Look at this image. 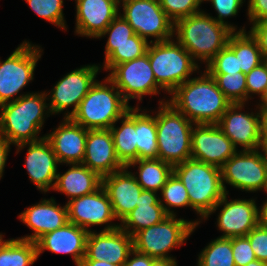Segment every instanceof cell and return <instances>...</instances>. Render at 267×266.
<instances>
[{"label": "cell", "instance_id": "cell-1", "mask_svg": "<svg viewBox=\"0 0 267 266\" xmlns=\"http://www.w3.org/2000/svg\"><path fill=\"white\" fill-rule=\"evenodd\" d=\"M171 94L168 102L195 125L218 124L232 104L207 71L198 78L188 79Z\"/></svg>", "mask_w": 267, "mask_h": 266}, {"label": "cell", "instance_id": "cell-2", "mask_svg": "<svg viewBox=\"0 0 267 266\" xmlns=\"http://www.w3.org/2000/svg\"><path fill=\"white\" fill-rule=\"evenodd\" d=\"M47 93H30L12 99L0 106V137L9 143L19 145L36 142L48 108Z\"/></svg>", "mask_w": 267, "mask_h": 266}, {"label": "cell", "instance_id": "cell-3", "mask_svg": "<svg viewBox=\"0 0 267 266\" xmlns=\"http://www.w3.org/2000/svg\"><path fill=\"white\" fill-rule=\"evenodd\" d=\"M177 41L191 54L207 64L222 50L233 31L206 13L199 12L174 23Z\"/></svg>", "mask_w": 267, "mask_h": 266}, {"label": "cell", "instance_id": "cell-4", "mask_svg": "<svg viewBox=\"0 0 267 266\" xmlns=\"http://www.w3.org/2000/svg\"><path fill=\"white\" fill-rule=\"evenodd\" d=\"M173 173L186 188L190 207L203 218L212 213V209L226 194L219 167L191 158L173 166Z\"/></svg>", "mask_w": 267, "mask_h": 266}, {"label": "cell", "instance_id": "cell-5", "mask_svg": "<svg viewBox=\"0 0 267 266\" xmlns=\"http://www.w3.org/2000/svg\"><path fill=\"white\" fill-rule=\"evenodd\" d=\"M115 88L108 77L105 84L96 81L70 118L86 129H110L131 108Z\"/></svg>", "mask_w": 267, "mask_h": 266}, {"label": "cell", "instance_id": "cell-6", "mask_svg": "<svg viewBox=\"0 0 267 266\" xmlns=\"http://www.w3.org/2000/svg\"><path fill=\"white\" fill-rule=\"evenodd\" d=\"M155 116L157 126V158L175 166L191 159L192 124L185 115L172 104L160 102Z\"/></svg>", "mask_w": 267, "mask_h": 266}, {"label": "cell", "instance_id": "cell-7", "mask_svg": "<svg viewBox=\"0 0 267 266\" xmlns=\"http://www.w3.org/2000/svg\"><path fill=\"white\" fill-rule=\"evenodd\" d=\"M176 43L171 39L151 40L146 52L157 84L170 94L198 69L191 54L178 41Z\"/></svg>", "mask_w": 267, "mask_h": 266}, {"label": "cell", "instance_id": "cell-8", "mask_svg": "<svg viewBox=\"0 0 267 266\" xmlns=\"http://www.w3.org/2000/svg\"><path fill=\"white\" fill-rule=\"evenodd\" d=\"M169 215L160 223L142 229L133 236V247L138 253L155 259H173L168 252L179 247L199 224Z\"/></svg>", "mask_w": 267, "mask_h": 266}, {"label": "cell", "instance_id": "cell-9", "mask_svg": "<svg viewBox=\"0 0 267 266\" xmlns=\"http://www.w3.org/2000/svg\"><path fill=\"white\" fill-rule=\"evenodd\" d=\"M124 14L122 17L133 28L135 34L147 40L151 36L155 42L171 39L174 22L161 8L159 0H120Z\"/></svg>", "mask_w": 267, "mask_h": 266}, {"label": "cell", "instance_id": "cell-10", "mask_svg": "<svg viewBox=\"0 0 267 266\" xmlns=\"http://www.w3.org/2000/svg\"><path fill=\"white\" fill-rule=\"evenodd\" d=\"M257 150L236 152L221 169L222 184L226 194L224 181L235 188L254 192L265 189L267 181V156Z\"/></svg>", "mask_w": 267, "mask_h": 266}, {"label": "cell", "instance_id": "cell-11", "mask_svg": "<svg viewBox=\"0 0 267 266\" xmlns=\"http://www.w3.org/2000/svg\"><path fill=\"white\" fill-rule=\"evenodd\" d=\"M39 49L23 42L5 61H0V106L12 102V97L33 79L41 58Z\"/></svg>", "mask_w": 267, "mask_h": 266}, {"label": "cell", "instance_id": "cell-12", "mask_svg": "<svg viewBox=\"0 0 267 266\" xmlns=\"http://www.w3.org/2000/svg\"><path fill=\"white\" fill-rule=\"evenodd\" d=\"M108 78L115 84L128 103L129 99H139L143 95L157 94L159 88L151 68L148 54L116 65Z\"/></svg>", "mask_w": 267, "mask_h": 266}, {"label": "cell", "instance_id": "cell-13", "mask_svg": "<svg viewBox=\"0 0 267 266\" xmlns=\"http://www.w3.org/2000/svg\"><path fill=\"white\" fill-rule=\"evenodd\" d=\"M133 250V237L119 225H108L99 234L88 232L82 260H106L115 265H124Z\"/></svg>", "mask_w": 267, "mask_h": 266}, {"label": "cell", "instance_id": "cell-14", "mask_svg": "<svg viewBox=\"0 0 267 266\" xmlns=\"http://www.w3.org/2000/svg\"><path fill=\"white\" fill-rule=\"evenodd\" d=\"M101 67L88 65L64 76L52 90L51 102L47 113H60L69 106H74L67 112L65 118H70L78 109L80 102L95 84V77Z\"/></svg>", "mask_w": 267, "mask_h": 266}, {"label": "cell", "instance_id": "cell-15", "mask_svg": "<svg viewBox=\"0 0 267 266\" xmlns=\"http://www.w3.org/2000/svg\"><path fill=\"white\" fill-rule=\"evenodd\" d=\"M237 152L217 124H196L191 133V158L221 168Z\"/></svg>", "mask_w": 267, "mask_h": 266}, {"label": "cell", "instance_id": "cell-16", "mask_svg": "<svg viewBox=\"0 0 267 266\" xmlns=\"http://www.w3.org/2000/svg\"><path fill=\"white\" fill-rule=\"evenodd\" d=\"M243 106L244 104H231L217 125L231 140L235 148L237 145H241L244 147L243 150H257L262 148L261 110L257 115L241 113Z\"/></svg>", "mask_w": 267, "mask_h": 266}, {"label": "cell", "instance_id": "cell-17", "mask_svg": "<svg viewBox=\"0 0 267 266\" xmlns=\"http://www.w3.org/2000/svg\"><path fill=\"white\" fill-rule=\"evenodd\" d=\"M68 222L87 231L91 225H102L115 219L110 199L101 186L95 192L69 199L66 204Z\"/></svg>", "mask_w": 267, "mask_h": 266}, {"label": "cell", "instance_id": "cell-18", "mask_svg": "<svg viewBox=\"0 0 267 266\" xmlns=\"http://www.w3.org/2000/svg\"><path fill=\"white\" fill-rule=\"evenodd\" d=\"M82 164L101 178L125 168L119 161L110 129H89Z\"/></svg>", "mask_w": 267, "mask_h": 266}, {"label": "cell", "instance_id": "cell-19", "mask_svg": "<svg viewBox=\"0 0 267 266\" xmlns=\"http://www.w3.org/2000/svg\"><path fill=\"white\" fill-rule=\"evenodd\" d=\"M227 194L212 209L224 204L218 215V227L223 231L222 238L246 236L258 223V208L254 199L227 201Z\"/></svg>", "mask_w": 267, "mask_h": 266}, {"label": "cell", "instance_id": "cell-20", "mask_svg": "<svg viewBox=\"0 0 267 266\" xmlns=\"http://www.w3.org/2000/svg\"><path fill=\"white\" fill-rule=\"evenodd\" d=\"M29 144L26 156L25 167L29 178L38 189L47 192L54 187L59 163L50 142L43 138L36 142L22 143L18 146V151ZM54 182V183H53Z\"/></svg>", "mask_w": 267, "mask_h": 266}, {"label": "cell", "instance_id": "cell-21", "mask_svg": "<svg viewBox=\"0 0 267 266\" xmlns=\"http://www.w3.org/2000/svg\"><path fill=\"white\" fill-rule=\"evenodd\" d=\"M76 33L99 38L108 25L119 15L120 0H75Z\"/></svg>", "mask_w": 267, "mask_h": 266}, {"label": "cell", "instance_id": "cell-22", "mask_svg": "<svg viewBox=\"0 0 267 266\" xmlns=\"http://www.w3.org/2000/svg\"><path fill=\"white\" fill-rule=\"evenodd\" d=\"M127 167L102 178V187L110 199L115 218L123 220L135 209L143 188Z\"/></svg>", "mask_w": 267, "mask_h": 266}, {"label": "cell", "instance_id": "cell-23", "mask_svg": "<svg viewBox=\"0 0 267 266\" xmlns=\"http://www.w3.org/2000/svg\"><path fill=\"white\" fill-rule=\"evenodd\" d=\"M88 130L75 123L71 118L64 117L63 123L45 136L52 145L59 163H82Z\"/></svg>", "mask_w": 267, "mask_h": 266}, {"label": "cell", "instance_id": "cell-24", "mask_svg": "<svg viewBox=\"0 0 267 266\" xmlns=\"http://www.w3.org/2000/svg\"><path fill=\"white\" fill-rule=\"evenodd\" d=\"M88 232L73 223L67 222L63 227L45 233L35 241L38 256L49 250L53 253L72 254L77 266L85 256Z\"/></svg>", "mask_w": 267, "mask_h": 266}, {"label": "cell", "instance_id": "cell-25", "mask_svg": "<svg viewBox=\"0 0 267 266\" xmlns=\"http://www.w3.org/2000/svg\"><path fill=\"white\" fill-rule=\"evenodd\" d=\"M19 218L34 234L19 239L35 242L45 233L63 227L68 222L67 206L60 207L53 198L27 208Z\"/></svg>", "mask_w": 267, "mask_h": 266}, {"label": "cell", "instance_id": "cell-26", "mask_svg": "<svg viewBox=\"0 0 267 266\" xmlns=\"http://www.w3.org/2000/svg\"><path fill=\"white\" fill-rule=\"evenodd\" d=\"M169 215L175 214L157 198L155 191L142 190L135 209L125 216L119 227L133 237L140 230L160 223Z\"/></svg>", "mask_w": 267, "mask_h": 266}, {"label": "cell", "instance_id": "cell-27", "mask_svg": "<svg viewBox=\"0 0 267 266\" xmlns=\"http://www.w3.org/2000/svg\"><path fill=\"white\" fill-rule=\"evenodd\" d=\"M72 167L63 175L58 173L53 189L65 193L71 199L88 195L102 186V178L82 163L70 164Z\"/></svg>", "mask_w": 267, "mask_h": 266}, {"label": "cell", "instance_id": "cell-28", "mask_svg": "<svg viewBox=\"0 0 267 266\" xmlns=\"http://www.w3.org/2000/svg\"><path fill=\"white\" fill-rule=\"evenodd\" d=\"M122 125L116 128L113 124L110 131L114 140V147L119 161L127 167L137 160L135 108H130L122 117Z\"/></svg>", "mask_w": 267, "mask_h": 266}, {"label": "cell", "instance_id": "cell-29", "mask_svg": "<svg viewBox=\"0 0 267 266\" xmlns=\"http://www.w3.org/2000/svg\"><path fill=\"white\" fill-rule=\"evenodd\" d=\"M227 46L238 57L239 68H241L242 73H249L264 61L257 40L250 32L246 34L244 29L233 32L229 36Z\"/></svg>", "mask_w": 267, "mask_h": 266}, {"label": "cell", "instance_id": "cell-30", "mask_svg": "<svg viewBox=\"0 0 267 266\" xmlns=\"http://www.w3.org/2000/svg\"><path fill=\"white\" fill-rule=\"evenodd\" d=\"M136 164H139V177L135 178L143 190L161 191L173 173V166L158 158L139 159L131 162L127 168Z\"/></svg>", "mask_w": 267, "mask_h": 266}, {"label": "cell", "instance_id": "cell-31", "mask_svg": "<svg viewBox=\"0 0 267 266\" xmlns=\"http://www.w3.org/2000/svg\"><path fill=\"white\" fill-rule=\"evenodd\" d=\"M139 108H135V131L137 160L157 158V126L156 119L147 113H139Z\"/></svg>", "mask_w": 267, "mask_h": 266}, {"label": "cell", "instance_id": "cell-32", "mask_svg": "<svg viewBox=\"0 0 267 266\" xmlns=\"http://www.w3.org/2000/svg\"><path fill=\"white\" fill-rule=\"evenodd\" d=\"M38 258L35 242L11 239L0 245V266H29Z\"/></svg>", "mask_w": 267, "mask_h": 266}, {"label": "cell", "instance_id": "cell-33", "mask_svg": "<svg viewBox=\"0 0 267 266\" xmlns=\"http://www.w3.org/2000/svg\"><path fill=\"white\" fill-rule=\"evenodd\" d=\"M149 43L146 39L134 34L130 41L123 44H106L105 70H112L116 65L122 64L146 54Z\"/></svg>", "mask_w": 267, "mask_h": 266}, {"label": "cell", "instance_id": "cell-34", "mask_svg": "<svg viewBox=\"0 0 267 266\" xmlns=\"http://www.w3.org/2000/svg\"><path fill=\"white\" fill-rule=\"evenodd\" d=\"M198 266H236L232 253V238L219 237L201 252Z\"/></svg>", "mask_w": 267, "mask_h": 266}, {"label": "cell", "instance_id": "cell-35", "mask_svg": "<svg viewBox=\"0 0 267 266\" xmlns=\"http://www.w3.org/2000/svg\"><path fill=\"white\" fill-rule=\"evenodd\" d=\"M218 88L232 103L244 104L247 101L246 74L242 72L227 74H210Z\"/></svg>", "mask_w": 267, "mask_h": 266}, {"label": "cell", "instance_id": "cell-36", "mask_svg": "<svg viewBox=\"0 0 267 266\" xmlns=\"http://www.w3.org/2000/svg\"><path fill=\"white\" fill-rule=\"evenodd\" d=\"M39 16L62 29H66L63 16V0H26Z\"/></svg>", "mask_w": 267, "mask_h": 266}, {"label": "cell", "instance_id": "cell-37", "mask_svg": "<svg viewBox=\"0 0 267 266\" xmlns=\"http://www.w3.org/2000/svg\"><path fill=\"white\" fill-rule=\"evenodd\" d=\"M161 192L165 203L169 207L190 206L187 190L181 180L174 173L167 179Z\"/></svg>", "mask_w": 267, "mask_h": 266}, {"label": "cell", "instance_id": "cell-38", "mask_svg": "<svg viewBox=\"0 0 267 266\" xmlns=\"http://www.w3.org/2000/svg\"><path fill=\"white\" fill-rule=\"evenodd\" d=\"M206 71L209 74H229L241 72V68H239L238 57L226 45L207 64Z\"/></svg>", "mask_w": 267, "mask_h": 266}, {"label": "cell", "instance_id": "cell-39", "mask_svg": "<svg viewBox=\"0 0 267 266\" xmlns=\"http://www.w3.org/2000/svg\"><path fill=\"white\" fill-rule=\"evenodd\" d=\"M202 2L203 0H159L161 8L174 23L201 12L198 7Z\"/></svg>", "mask_w": 267, "mask_h": 266}, {"label": "cell", "instance_id": "cell-40", "mask_svg": "<svg viewBox=\"0 0 267 266\" xmlns=\"http://www.w3.org/2000/svg\"><path fill=\"white\" fill-rule=\"evenodd\" d=\"M108 33L107 44H123L130 41V37L135 34L133 28L122 16H117L99 37Z\"/></svg>", "mask_w": 267, "mask_h": 266}, {"label": "cell", "instance_id": "cell-41", "mask_svg": "<svg viewBox=\"0 0 267 266\" xmlns=\"http://www.w3.org/2000/svg\"><path fill=\"white\" fill-rule=\"evenodd\" d=\"M247 99L250 93L262 96L267 89V63L263 61L246 74Z\"/></svg>", "mask_w": 267, "mask_h": 266}, {"label": "cell", "instance_id": "cell-42", "mask_svg": "<svg viewBox=\"0 0 267 266\" xmlns=\"http://www.w3.org/2000/svg\"><path fill=\"white\" fill-rule=\"evenodd\" d=\"M232 253L236 266H246L248 263L256 260L255 253L247 236L232 238Z\"/></svg>", "mask_w": 267, "mask_h": 266}, {"label": "cell", "instance_id": "cell-43", "mask_svg": "<svg viewBox=\"0 0 267 266\" xmlns=\"http://www.w3.org/2000/svg\"><path fill=\"white\" fill-rule=\"evenodd\" d=\"M246 236L256 259L267 263V228L258 224Z\"/></svg>", "mask_w": 267, "mask_h": 266}, {"label": "cell", "instance_id": "cell-44", "mask_svg": "<svg viewBox=\"0 0 267 266\" xmlns=\"http://www.w3.org/2000/svg\"><path fill=\"white\" fill-rule=\"evenodd\" d=\"M212 2V6L218 12V18H214L217 22L227 25L233 32H235V27L226 23L224 18L229 16H235L238 13L243 0H203Z\"/></svg>", "mask_w": 267, "mask_h": 266}, {"label": "cell", "instance_id": "cell-45", "mask_svg": "<svg viewBox=\"0 0 267 266\" xmlns=\"http://www.w3.org/2000/svg\"><path fill=\"white\" fill-rule=\"evenodd\" d=\"M249 32L257 40L261 54L265 58L267 56V20L254 22Z\"/></svg>", "mask_w": 267, "mask_h": 266}, {"label": "cell", "instance_id": "cell-46", "mask_svg": "<svg viewBox=\"0 0 267 266\" xmlns=\"http://www.w3.org/2000/svg\"><path fill=\"white\" fill-rule=\"evenodd\" d=\"M248 16L253 23L267 20V0H249Z\"/></svg>", "mask_w": 267, "mask_h": 266}, {"label": "cell", "instance_id": "cell-47", "mask_svg": "<svg viewBox=\"0 0 267 266\" xmlns=\"http://www.w3.org/2000/svg\"><path fill=\"white\" fill-rule=\"evenodd\" d=\"M133 257L126 260L124 263V266H151V263L155 260V258L149 257L148 255H144L141 253H138L137 251H132Z\"/></svg>", "mask_w": 267, "mask_h": 266}, {"label": "cell", "instance_id": "cell-48", "mask_svg": "<svg viewBox=\"0 0 267 266\" xmlns=\"http://www.w3.org/2000/svg\"><path fill=\"white\" fill-rule=\"evenodd\" d=\"M10 144L7 140L0 137V178L2 177V173L4 171V167L6 164L8 152L10 149Z\"/></svg>", "mask_w": 267, "mask_h": 266}, {"label": "cell", "instance_id": "cell-49", "mask_svg": "<svg viewBox=\"0 0 267 266\" xmlns=\"http://www.w3.org/2000/svg\"><path fill=\"white\" fill-rule=\"evenodd\" d=\"M261 144L262 149L267 146V111H261Z\"/></svg>", "mask_w": 267, "mask_h": 266}, {"label": "cell", "instance_id": "cell-50", "mask_svg": "<svg viewBox=\"0 0 267 266\" xmlns=\"http://www.w3.org/2000/svg\"><path fill=\"white\" fill-rule=\"evenodd\" d=\"M79 266H124V265H115L107 262L106 260L98 261V260H82Z\"/></svg>", "mask_w": 267, "mask_h": 266}, {"label": "cell", "instance_id": "cell-51", "mask_svg": "<svg viewBox=\"0 0 267 266\" xmlns=\"http://www.w3.org/2000/svg\"><path fill=\"white\" fill-rule=\"evenodd\" d=\"M258 223L267 228V200L263 204L260 212L258 211Z\"/></svg>", "mask_w": 267, "mask_h": 266}, {"label": "cell", "instance_id": "cell-52", "mask_svg": "<svg viewBox=\"0 0 267 266\" xmlns=\"http://www.w3.org/2000/svg\"><path fill=\"white\" fill-rule=\"evenodd\" d=\"M175 259H155L151 266H177Z\"/></svg>", "mask_w": 267, "mask_h": 266}, {"label": "cell", "instance_id": "cell-53", "mask_svg": "<svg viewBox=\"0 0 267 266\" xmlns=\"http://www.w3.org/2000/svg\"><path fill=\"white\" fill-rule=\"evenodd\" d=\"M261 101H262V103H261L259 109L261 111H267V89H266V92L264 93V95L262 96Z\"/></svg>", "mask_w": 267, "mask_h": 266}, {"label": "cell", "instance_id": "cell-54", "mask_svg": "<svg viewBox=\"0 0 267 266\" xmlns=\"http://www.w3.org/2000/svg\"><path fill=\"white\" fill-rule=\"evenodd\" d=\"M246 266H267V263L256 259L255 261L248 263Z\"/></svg>", "mask_w": 267, "mask_h": 266}, {"label": "cell", "instance_id": "cell-55", "mask_svg": "<svg viewBox=\"0 0 267 266\" xmlns=\"http://www.w3.org/2000/svg\"><path fill=\"white\" fill-rule=\"evenodd\" d=\"M2 235L0 234V245L3 243Z\"/></svg>", "mask_w": 267, "mask_h": 266}, {"label": "cell", "instance_id": "cell-56", "mask_svg": "<svg viewBox=\"0 0 267 266\" xmlns=\"http://www.w3.org/2000/svg\"><path fill=\"white\" fill-rule=\"evenodd\" d=\"M264 150H265V153H266V156H267V146L264 148Z\"/></svg>", "mask_w": 267, "mask_h": 266}, {"label": "cell", "instance_id": "cell-57", "mask_svg": "<svg viewBox=\"0 0 267 266\" xmlns=\"http://www.w3.org/2000/svg\"><path fill=\"white\" fill-rule=\"evenodd\" d=\"M265 191L267 192V181H266Z\"/></svg>", "mask_w": 267, "mask_h": 266}]
</instances>
